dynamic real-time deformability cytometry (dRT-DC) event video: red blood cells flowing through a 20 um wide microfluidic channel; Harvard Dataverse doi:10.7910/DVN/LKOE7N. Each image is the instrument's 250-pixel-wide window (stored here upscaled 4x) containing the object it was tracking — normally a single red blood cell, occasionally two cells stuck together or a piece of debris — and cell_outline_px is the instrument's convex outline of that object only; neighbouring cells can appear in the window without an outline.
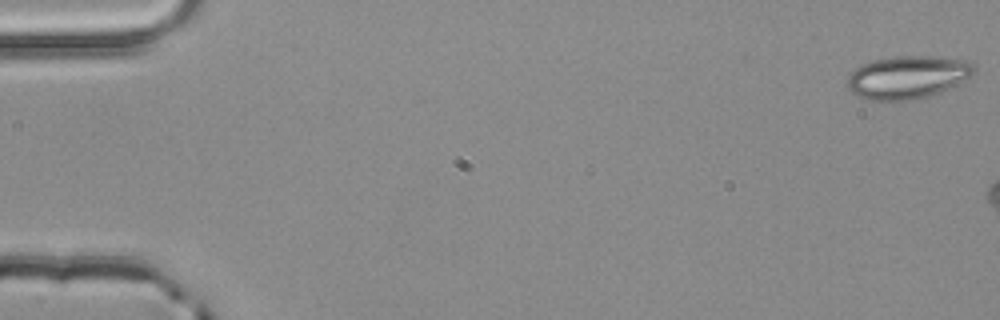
{"species": "common noctule bat (a hibernating species)", "species_latin": "Nyctalus noctula", "temperature_condition": "room temperature", "stored_images_in_passage": 6, "camera_frame_rate_fps": 3000, "um_per_image_px": 0.085, "animal": {"sex": "male", "body_mass_g": 20.4}, "frame": {"image": 1, "passage_image": 1, "time_ms": 0.0, "image_size_px": [1000, 320], "cell_outline_px": [[976, 72], [948, 88], [940, 92], [916, 100], [868, 100], [856, 96], [848, 88], [848, 76], [860, 64], [872, 60], [896, 56], [940, 56], [972, 60], [976, 68]], "centroid_in_image_um": [77.16, 6.54], "position_along_channel_um": 7.8, "area_um2": 31.96}}
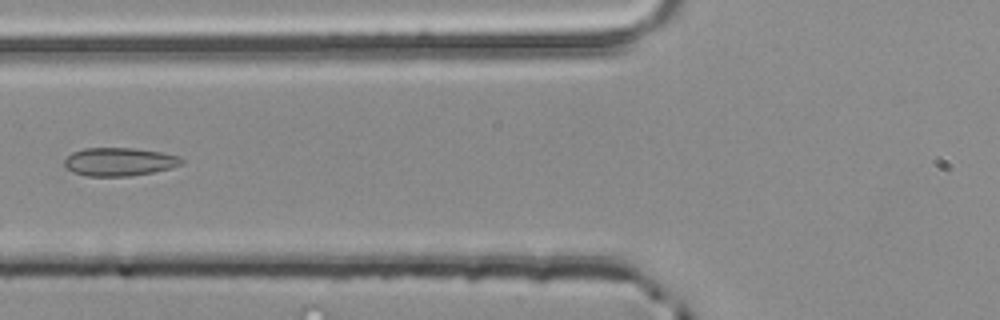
{"frame": {"image": 2, "passage_image": 6, "time_ms": 1.667, "image_size_px": [1000, 320], "cell_outline_px": [[184, 160], [180, 164], [172, 168], [152, 172], [128, 176], [88, 176], [72, 172], [64, 164], [64, 160], [72, 152], [84, 148], [136, 148], [160, 152], [180, 156]], "centroid_in_image_um": [10.14, 13.74], "position_along_channel_um": 115.7, "area_um2": 19.25}}